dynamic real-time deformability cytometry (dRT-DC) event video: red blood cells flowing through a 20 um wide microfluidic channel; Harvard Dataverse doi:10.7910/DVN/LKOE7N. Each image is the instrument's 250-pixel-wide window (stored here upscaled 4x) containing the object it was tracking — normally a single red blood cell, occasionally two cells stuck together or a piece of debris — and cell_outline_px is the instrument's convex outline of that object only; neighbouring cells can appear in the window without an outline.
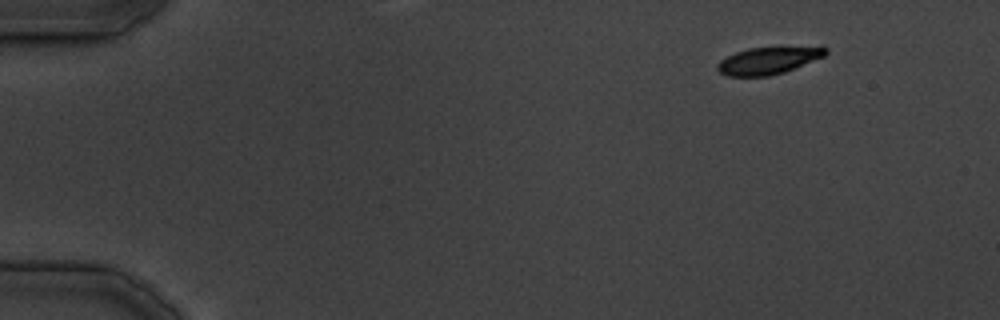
{"species": "common noctule bat (a hibernating species)", "species_latin": "Nyctalus noctula", "temperature_condition": "cold", "stored_images_in_passage": 35, "camera_frame_rate_fps": 3000, "um_per_image_px": 0.085, "animal": {"sex": "male", "body_mass_g": 19.5, "forearm_length_mm": 54.6}, "frame": {"image": 1, "passage_image": 1, "time_ms": 0.0, "image_size_px": [1000, 320], "cell_outline_px": [[828, 52], [824, 56], [784, 72], [768, 76], [728, 76], [720, 72], [716, 68], [716, 64], [720, 60], [736, 52], [748, 48], [820, 44], [828, 48]], "centroid_in_image_um": [65.39, 5.09], "position_along_channel_um": 19.6, "area_um2": 17.69}}
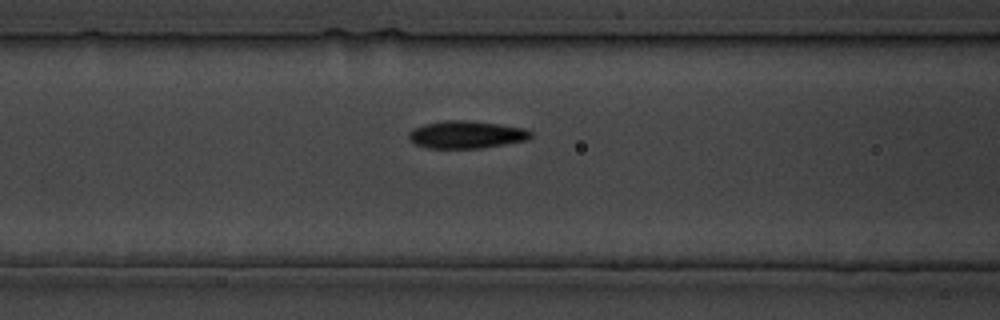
{"frame": {"image": 2, "passage_image": 13, "time_ms": 14.667, "image_size_px": [1000, 320], "cell_outline_px": [[532, 136], [528, 140], [480, 148], [424, 148], [412, 144], [408, 136], [408, 132], [412, 128], [424, 124], [444, 120], [468, 120], [500, 124], [524, 128], [532, 132]], "centroid_in_image_um": [39.59, 11.44], "position_along_channel_um": 127.0, "area_um2": 19.83}}
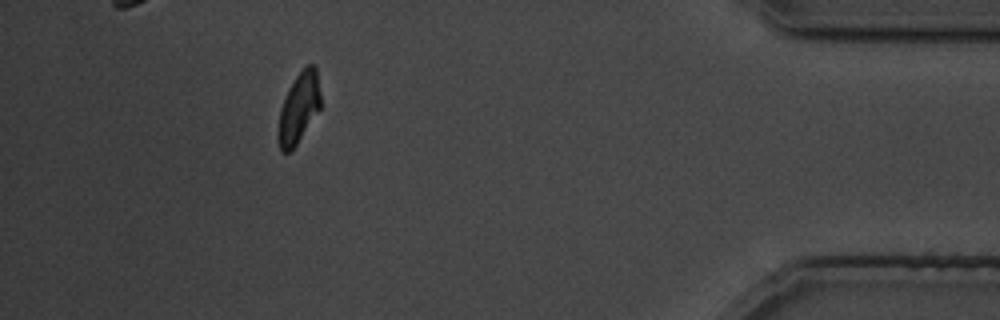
{"frame": {"image": 3, "passage_image": 31, "time_ms": 37.333, "image_size_px": [1000, 320], "cell_outline_px": [[320, 108], [296, 144], [288, 152], [280, 152], [276, 136], [276, 132], [280, 108], [288, 88], [296, 76], [308, 64], [312, 64], [316, 68], [320, 92]], "centroid_in_image_um": [25.35, 9.2], "position_along_channel_um": 409.8, "area_um2": 17.34}}